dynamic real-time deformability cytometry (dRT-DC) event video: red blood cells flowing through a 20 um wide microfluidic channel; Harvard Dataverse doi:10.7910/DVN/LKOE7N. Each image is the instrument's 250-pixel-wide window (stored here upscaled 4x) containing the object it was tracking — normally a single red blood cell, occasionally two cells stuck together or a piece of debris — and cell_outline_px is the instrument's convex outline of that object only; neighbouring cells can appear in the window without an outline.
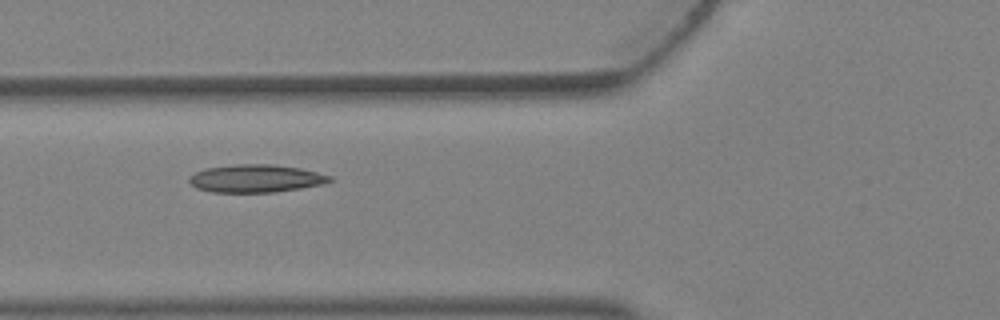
{"species": "Egyptian fruit bat (a non-hibernating species)", "species_latin": "Rousettus aegyptiacus", "temperature_condition": "warm", "stored_images_in_passage": 4, "camera_frame_rate_fps": 3000, "um_per_image_px": 0.085, "animal": {"sex": "female"}, "frame": {"image": 1, "passage_image": 4, "time_ms": 1.0, "image_size_px": [1000, 320], "cell_outline_px": [[332, 180], [324, 184], [300, 188], [272, 192], [212, 192], [196, 188], [188, 180], [188, 176], [196, 172], [208, 168], [236, 164], [272, 164], [300, 168], [332, 176]], "centroid_in_image_um": [21.74, 15.17], "position_along_channel_um": 104.1, "area_um2": 22.66}}